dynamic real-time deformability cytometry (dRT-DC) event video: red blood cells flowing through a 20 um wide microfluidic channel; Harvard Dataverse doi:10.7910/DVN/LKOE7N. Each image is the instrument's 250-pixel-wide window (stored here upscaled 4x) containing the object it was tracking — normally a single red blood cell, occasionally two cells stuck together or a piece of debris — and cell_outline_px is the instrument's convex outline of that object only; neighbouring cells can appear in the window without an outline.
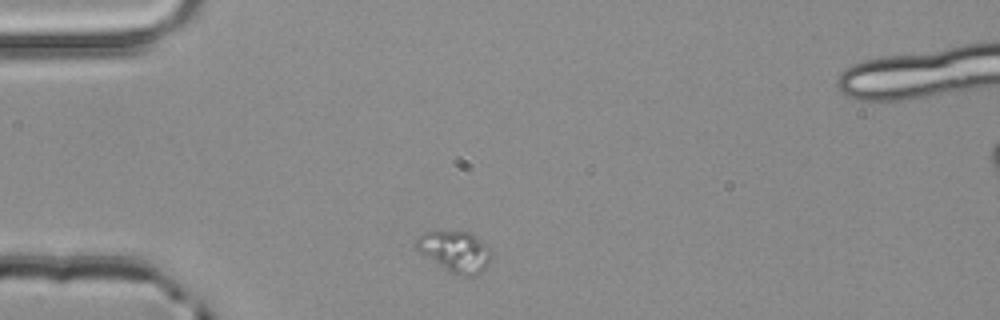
{"species": "common noctule bat (a hibernating species)", "species_latin": "Nyctalus noctula", "temperature_condition": "room temperature", "stored_images_in_passage": 4, "segment_of_instrument_passage": [2, 2], "camera_frame_rate_fps": 3000, "um_per_image_px": 0.085, "animal": {"sex": "male", "body_mass_g": 20.4}, "frame": {"image": 1, "passage_image": 4, "time_ms": 1.0, "image_size_px": [1000, 320], "cell_outline_px": [[492, 256], [488, 264], [476, 276], [464, 276], [448, 272], [420, 252], [416, 248], [416, 240], [424, 232], [432, 228], [472, 232], [488, 244], [492, 252]], "centroid_in_image_um": [38.7, 21.32], "position_along_channel_um": 46.3, "area_um2": 18.67}}